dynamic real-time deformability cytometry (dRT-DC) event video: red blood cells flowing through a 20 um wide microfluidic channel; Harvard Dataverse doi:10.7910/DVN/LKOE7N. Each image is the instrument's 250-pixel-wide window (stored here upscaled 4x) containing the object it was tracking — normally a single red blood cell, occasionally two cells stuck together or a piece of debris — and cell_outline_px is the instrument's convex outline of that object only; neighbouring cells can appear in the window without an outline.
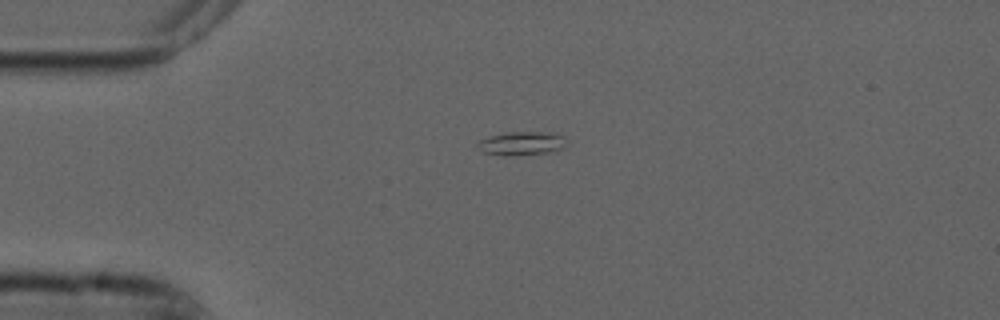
{"species": "common noctule bat (a hibernating species)", "species_latin": "Nyctalus noctula", "temperature_condition": "cold", "stored_images_in_passage": 43, "camera_frame_rate_fps": 3000, "um_per_image_px": 0.085, "animal": {"sex": "male", "forearm_length_mm": 52.5}, "frame": {"image": 1, "passage_image": 1, "time_ms": 0.0, "image_size_px": [1000, 320], "cell_outline_px": [[564, 148], [548, 152], [508, 156], [504, 156], [484, 152], [476, 148], [476, 144], [480, 140], [488, 136], [508, 132], [556, 132], [564, 136]], "centroid_in_image_um": [44.31, 12.18], "position_along_channel_um": 40.7, "area_um2": 12.31}}
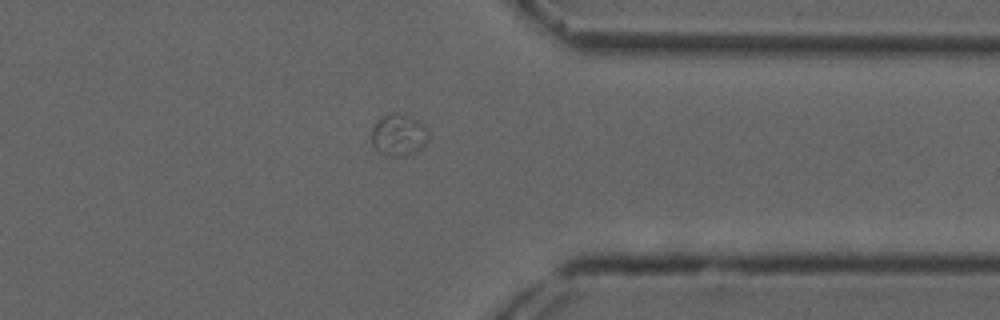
{"frame": {"image": 2, "passage_image": 31, "time_ms": 10.0, "image_size_px": [1000, 320], "cell_outline_px": [[428, 140], [416, 152], [404, 156], [388, 156], [376, 152], [372, 144], [372, 128], [380, 116], [392, 112], [396, 112], [408, 116], [424, 124], [428, 128]], "centroid_in_image_um": [33.86, 11.47], "position_along_channel_um": 377.5, "area_um2": 14.1}}
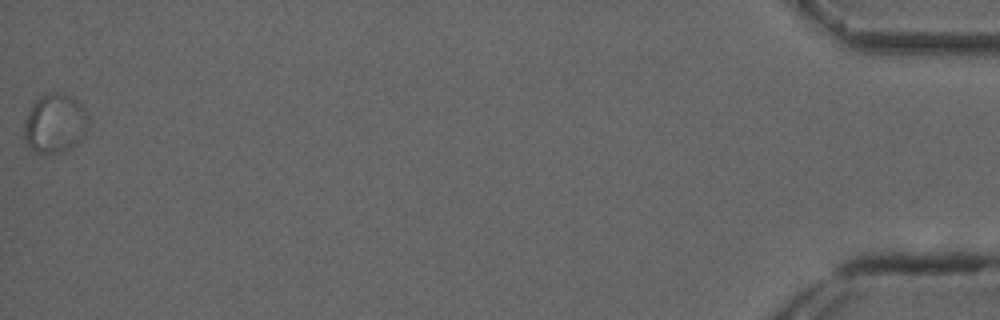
{"frame": {"image": 3, "passage_image": 43, "time_ms": 14.0, "image_size_px": [1000, 320], "cell_outline_px": [[88, 128], [84, 136], [72, 148], [64, 152], [48, 156], [36, 152], [24, 140], [24, 124], [28, 112], [32, 104], [40, 96], [48, 92], [60, 92], [72, 96], [84, 108], [88, 116]], "centroid_in_image_um": [4.68, 10.52], "position_along_channel_um": 430.5, "area_um2": 22.66}}